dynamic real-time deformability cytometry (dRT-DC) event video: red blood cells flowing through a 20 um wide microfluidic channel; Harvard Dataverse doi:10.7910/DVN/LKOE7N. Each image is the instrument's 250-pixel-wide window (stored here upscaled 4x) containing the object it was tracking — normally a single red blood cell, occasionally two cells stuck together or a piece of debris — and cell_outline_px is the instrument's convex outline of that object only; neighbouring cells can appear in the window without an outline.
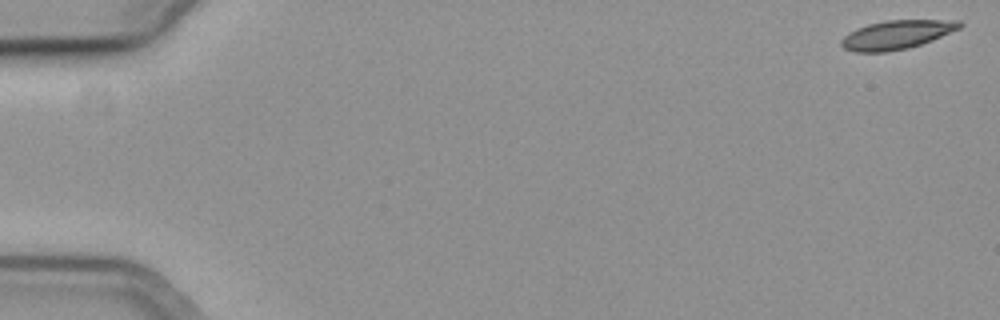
{"species": "common noctule bat (a hibernating species)", "species_latin": "Nyctalus noctula", "temperature_condition": "cold", "stored_images_in_passage": 56, "camera_frame_rate_fps": 3000, "um_per_image_px": 0.085, "animal": {"sex": "female", "body_mass_g": 19.3, "forearm_length_mm": 54.1}, "frame": {"image": 1, "passage_image": 1, "time_ms": 0.0, "image_size_px": [1000, 320], "cell_outline_px": [[964, 24], [960, 28], [932, 40], [908, 48], [888, 52], [856, 52], [844, 48], [840, 44], [840, 40], [848, 32], [856, 28], [868, 24], [884, 20], [960, 20]], "centroid_in_image_um": [76.19, 2.94], "position_along_channel_um": 8.8, "area_um2": 19.94}}
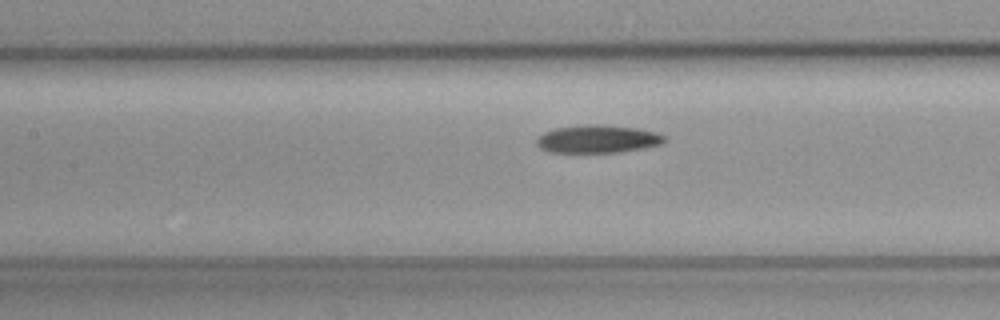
{"frame": {"image": 2, "passage_image": 26, "time_ms": 8.333, "image_size_px": [1000, 320], "cell_outline_px": [[664, 140], [660, 144], [644, 148], [620, 152], [552, 152], [540, 148], [536, 144], [536, 140], [544, 132], [556, 128], [584, 124], [596, 124], [636, 128], [656, 132], [664, 136]], "centroid_in_image_um": [50.78, 11.81], "position_along_channel_um": 156.6, "area_um2": 20.58}}
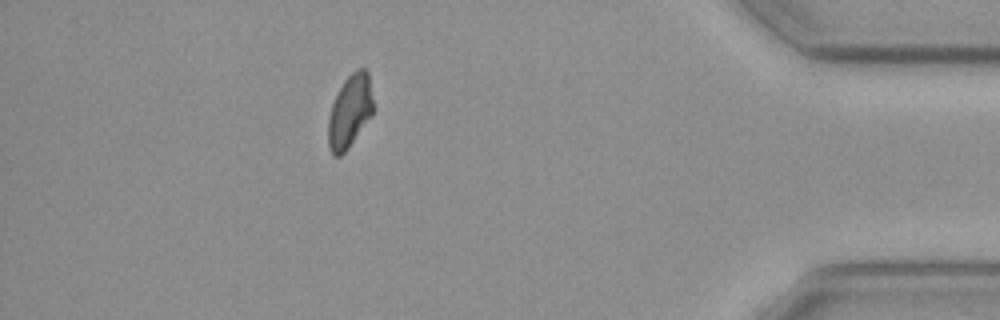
{"frame": {"image": 3, "passage_image": 50, "time_ms": 16.333, "image_size_px": [1000, 320], "cell_outline_px": [[372, 116], [348, 148], [340, 156], [332, 156], [328, 148], [328, 120], [332, 104], [344, 80], [356, 68], [364, 68], [368, 72], [372, 100]], "centroid_in_image_um": [29.72, 9.49], "position_along_channel_um": 405.5, "area_um2": 19.02}}